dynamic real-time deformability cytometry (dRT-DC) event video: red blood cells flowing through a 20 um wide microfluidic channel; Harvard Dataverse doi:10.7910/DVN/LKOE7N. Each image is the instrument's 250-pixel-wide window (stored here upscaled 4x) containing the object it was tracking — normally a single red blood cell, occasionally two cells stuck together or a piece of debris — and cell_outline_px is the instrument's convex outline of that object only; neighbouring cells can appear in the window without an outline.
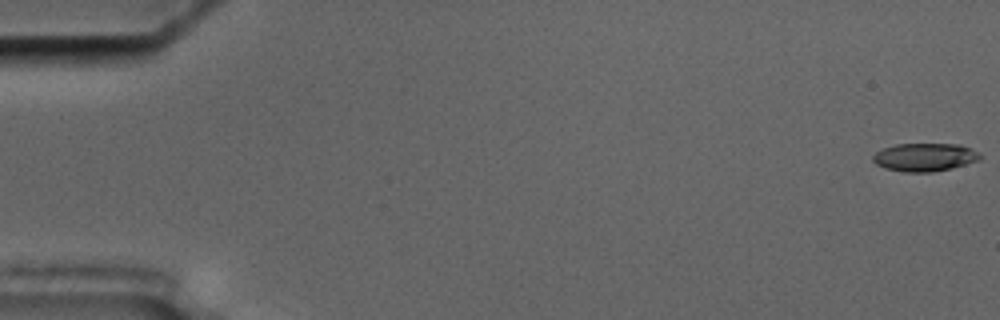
{"species": "common noctule bat (a hibernating species)", "species_latin": "Nyctalus noctula", "temperature_condition": "cold", "stored_images_in_passage": 58, "camera_frame_rate_fps": 3000, "um_per_image_px": 0.085, "animal": {"sex": "male", "body_mass_g": 17.5, "forearm_length_mm": 52.3}, "frame": {"image": 1, "passage_image": 1, "time_ms": 0.0, "image_size_px": [1000, 320], "cell_outline_px": [[980, 160], [952, 168], [932, 172], [904, 172], [884, 168], [876, 164], [872, 160], [872, 156], [876, 152], [884, 148], [896, 144], [960, 144], [972, 148], [980, 152]], "centroid_in_image_um": [78.62, 13.36], "position_along_channel_um": 6.4, "area_um2": 17.69}}
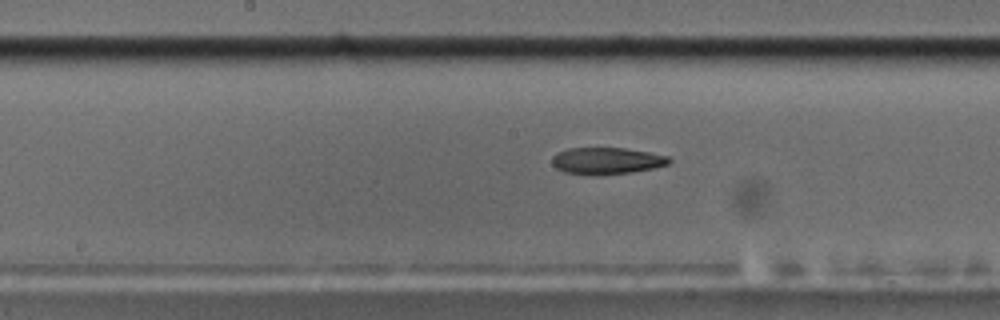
{"frame": {"image": 2, "passage_image": 30, "time_ms": 9.667, "image_size_px": [1000, 320], "cell_outline_px": [[672, 160], [668, 164], [656, 168], [632, 172], [600, 176], [596, 176], [564, 172], [556, 168], [552, 164], [552, 156], [556, 152], [568, 148], [624, 148], [648, 152], [668, 156]], "centroid_in_image_um": [51.55, 13.68], "position_along_channel_um": 196.6, "area_um2": 18.55}}
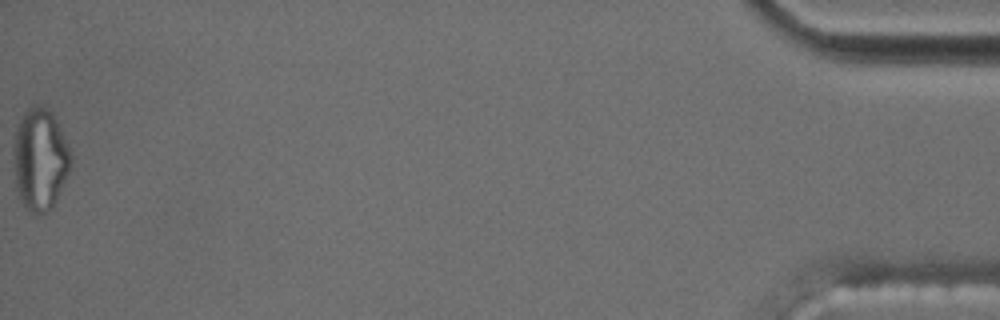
{"frame": {"image": 3, "passage_image": 58, "time_ms": 19.0, "image_size_px": [1000, 320], "cell_outline_px": [[72, 160], [68, 172], [52, 208], [48, 212], [32, 212], [24, 204], [16, 188], [12, 156], [12, 148], [16, 124], [24, 112], [28, 108], [36, 104], [52, 112], [56, 120], [72, 156]], "centroid_in_image_um": [3.36, 13.5], "position_along_channel_um": 431.8, "area_um2": 33.81}, "authors_computed_cell_mechanics": {"area_um2": 19.1029, "velocity_mm_per_s": 3.5606, "shape_relaxation_time_tau1_ms": null, "shape_relaxation_time_tau2_ms": 3.895, "deformation_change_tau1": null, "deformation_change_tau2": 0.1274}}